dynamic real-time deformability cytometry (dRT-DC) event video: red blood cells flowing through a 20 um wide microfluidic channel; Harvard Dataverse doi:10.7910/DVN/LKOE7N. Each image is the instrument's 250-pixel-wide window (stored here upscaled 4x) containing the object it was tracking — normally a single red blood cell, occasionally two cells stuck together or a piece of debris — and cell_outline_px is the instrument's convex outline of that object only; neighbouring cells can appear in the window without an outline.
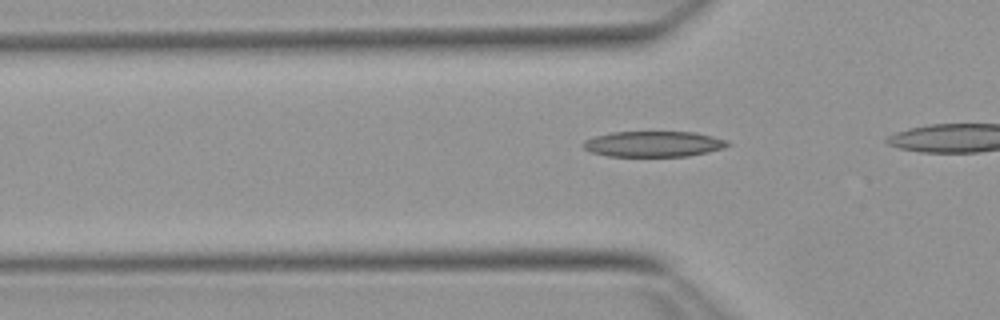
{"species": "Egyptian fruit bat (a non-hibernating species)", "species_latin": "Rousettus aegyptiacus", "temperature_condition": "warm", "stored_images_in_passage": 29, "camera_frame_rate_fps": 3000, "um_per_image_px": 0.085, "animal": {"sex": "female"}, "frame": {"image": 1, "passage_image": 4, "time_ms": 1.0, "image_size_px": [1000, 320], "cell_outline_px": [[732, 144], [724, 148], [708, 152], [688, 156], [608, 156], [592, 152], [584, 148], [580, 144], [584, 140], [596, 136], [612, 132], [692, 132], [712, 136], [728, 140]], "centroid_in_image_um": [55.56, 12.24], "position_along_channel_um": 70.2, "area_um2": 21.62}}
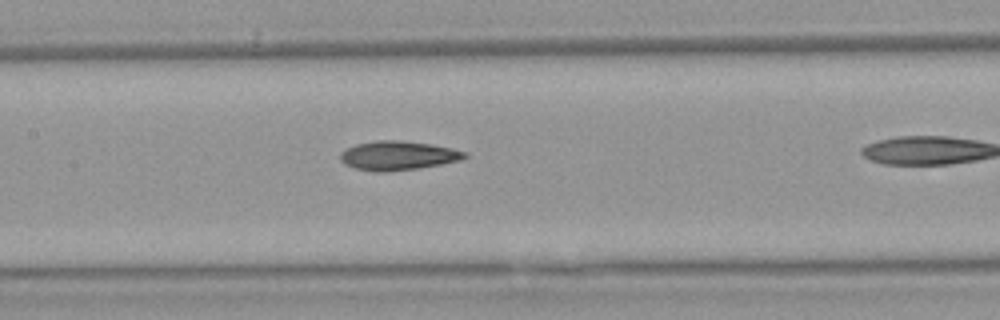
{"frame": {"image": 2, "passage_image": 12, "time_ms": 3.667, "image_size_px": [1000, 320], "cell_outline_px": [[468, 156], [460, 160], [440, 164], [416, 168], [384, 172], [376, 172], [356, 168], [344, 164], [340, 160], [340, 152], [356, 144], [376, 140], [400, 140], [428, 144], [452, 148], [464, 152]], "centroid_in_image_um": [33.78, 13.22], "position_along_channel_um": 173.6, "area_um2": 20.81}}
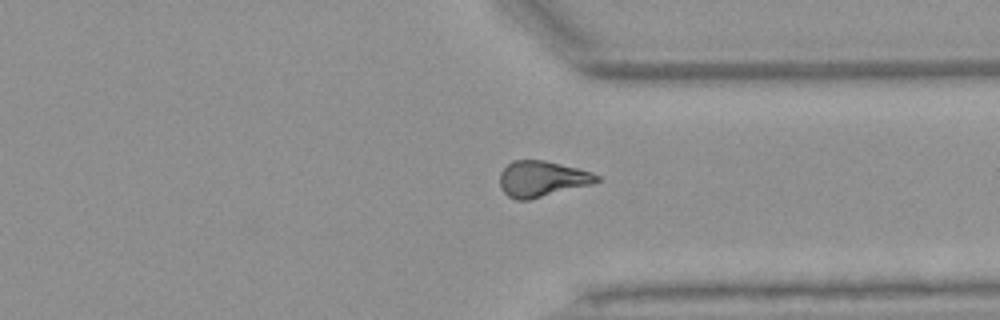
{"frame": {"image": 3, "passage_image": 27, "time_ms": 8.667, "image_size_px": [1000, 320], "cell_outline_px": [[604, 180], [592, 184], [528, 200], [516, 200], [508, 196], [504, 192], [500, 184], [500, 172], [512, 160], [544, 160], [592, 172], [600, 176]], "centroid_in_image_um": [46.09, 15.2], "position_along_channel_um": 365.3, "area_um2": 20.23}}